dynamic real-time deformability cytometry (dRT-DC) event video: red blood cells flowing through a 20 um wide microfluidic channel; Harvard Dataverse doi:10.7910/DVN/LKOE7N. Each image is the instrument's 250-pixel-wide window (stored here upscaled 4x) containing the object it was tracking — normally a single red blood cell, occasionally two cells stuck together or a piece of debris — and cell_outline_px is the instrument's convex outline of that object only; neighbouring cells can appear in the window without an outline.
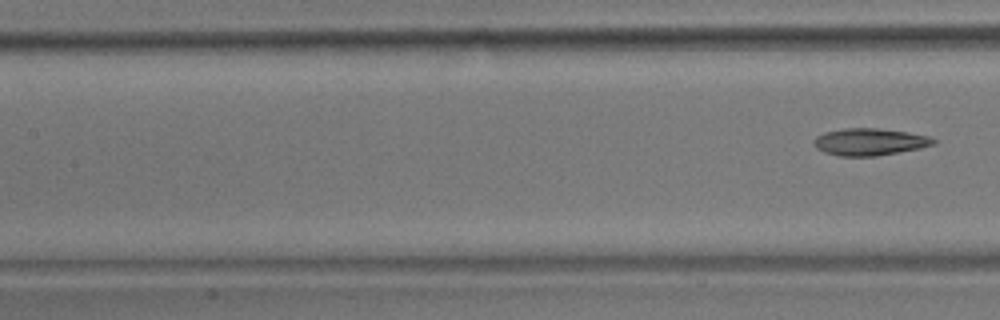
{"species": "common noctule bat (a hibernating species)", "species_latin": "Nyctalus noctula", "temperature_condition": "room temperature", "stored_images_in_passage": 5, "segment_of_instrument_passage": [2, 2], "camera_frame_rate_fps": 3000, "um_per_image_px": 0.085, "animal": {"sex": "male", "body_mass_g": 17.9}, "frame": {"image": 1, "passage_image": 5, "time_ms": 5.333, "image_size_px": [1000, 320], "cell_outline_px": [[936, 144], [920, 148], [876, 156], [836, 156], [824, 152], [816, 148], [812, 140], [816, 136], [824, 132], [844, 128], [876, 128], [908, 132], [928, 136], [936, 140]], "centroid_in_image_um": [73.89, 12.06], "position_along_channel_um": 133.5, "area_um2": 18.96}}